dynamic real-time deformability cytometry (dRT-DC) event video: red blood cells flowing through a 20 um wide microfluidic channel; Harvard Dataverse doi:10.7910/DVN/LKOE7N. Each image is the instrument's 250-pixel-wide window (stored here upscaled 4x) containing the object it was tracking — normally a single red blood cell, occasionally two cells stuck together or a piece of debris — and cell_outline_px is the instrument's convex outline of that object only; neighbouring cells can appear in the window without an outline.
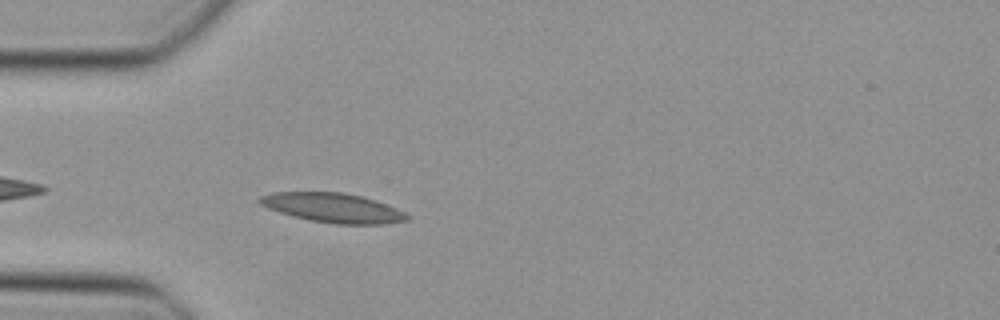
{"species": "Egyptian fruit bat (a non-hibernating species)", "species_latin": "Rousettus aegyptiacus", "temperature_condition": "cold", "stored_images_in_passage": 35, "camera_frame_rate_fps": 3000, "um_per_image_px": 0.085, "animal": {"sex": "female"}, "frame": {"image": 1, "passage_image": 3, "time_ms": 0.667, "image_size_px": [1000, 320], "cell_outline_px": [[412, 216], [408, 220], [384, 224], [336, 224], [308, 220], [292, 216], [268, 208], [260, 204], [256, 200], [260, 196], [272, 192], [344, 192], [376, 200], [396, 208]], "centroid_in_image_um": [28.3, 17.66], "position_along_channel_um": 56.7, "area_um2": 25.37}}
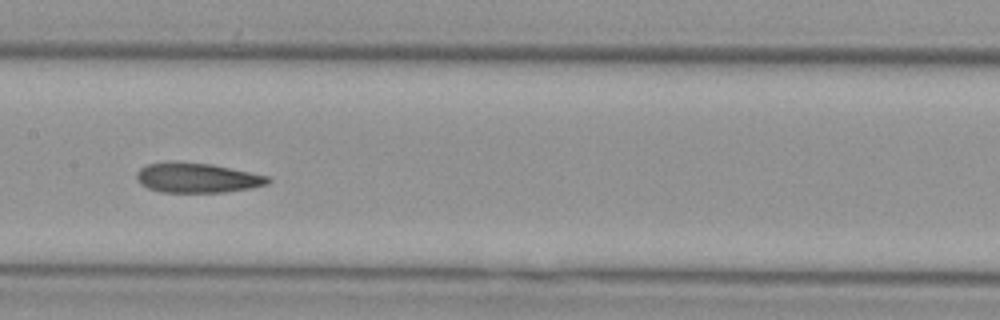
{"frame": {"image": 2, "passage_image": 13, "time_ms": 4.0, "image_size_px": [1000, 320], "cell_outline_px": [[272, 180], [268, 184], [248, 188], [224, 192], [160, 192], [148, 188], [140, 184], [136, 176], [136, 172], [140, 168], [148, 164], [176, 160], [212, 164], [268, 176]], "centroid_in_image_um": [16.72, 15.1], "position_along_channel_um": 190.7, "area_um2": 22.95}}
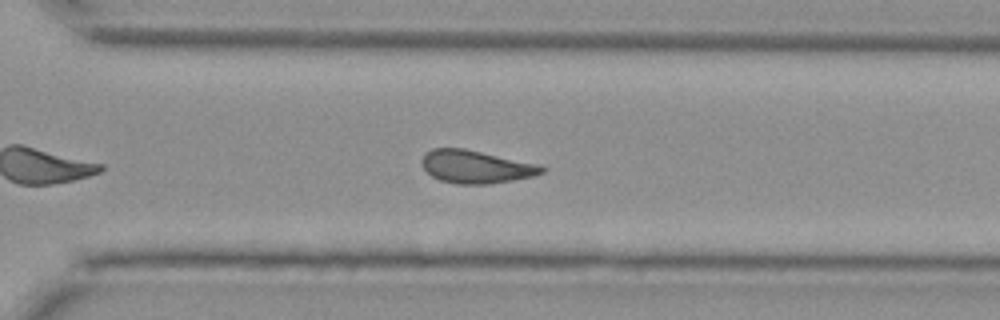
{"frame": {"image": 3, "passage_image": 23, "time_ms": 7.333, "image_size_px": [1000, 320], "cell_outline_px": [[548, 168], [544, 172], [532, 176], [512, 180], [488, 184], [456, 184], [440, 180], [432, 176], [420, 164], [420, 160], [432, 148], [464, 148], [540, 164]], "centroid_in_image_um": [40.47, 14.17], "position_along_channel_um": 330.1, "area_um2": 23.06}}